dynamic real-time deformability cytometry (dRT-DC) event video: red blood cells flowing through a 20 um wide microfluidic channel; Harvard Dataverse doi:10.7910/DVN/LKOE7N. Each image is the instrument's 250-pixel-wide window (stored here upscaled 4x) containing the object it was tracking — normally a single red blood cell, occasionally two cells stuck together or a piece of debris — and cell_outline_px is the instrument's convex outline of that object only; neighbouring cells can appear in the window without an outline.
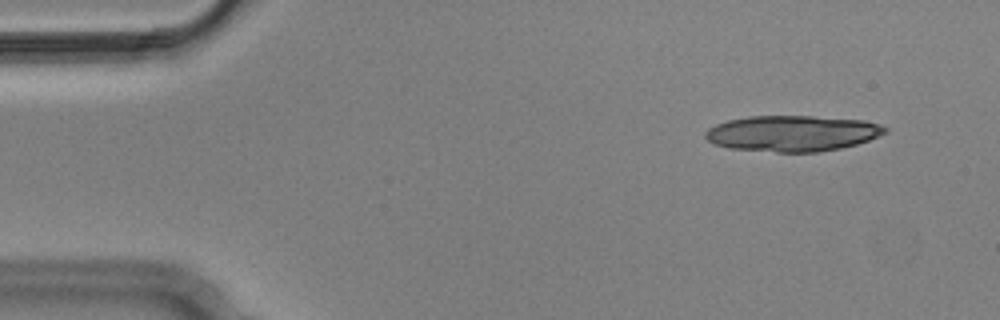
{"species": "Egyptian fruit bat (a non-hibernating species)", "species_latin": "Rousettus aegyptiacus", "temperature_condition": "cold", "stored_images_in_passage": 12, "segment_of_instrument_passage": [1, 2], "camera_frame_rate_fps": 3000, "um_per_image_px": 0.085, "animal": {"sex": "male"}, "frame": {"image": 1, "passage_image": 1, "time_ms": 0.0, "image_size_px": [1000, 320], "cell_outline_px": [[888, 132], [868, 140], [856, 144], [840, 148], [816, 152], [776, 152], [728, 148], [716, 144], [708, 140], [704, 136], [704, 132], [708, 128], [716, 124], [728, 120], [748, 116], [812, 116], [864, 120], [880, 124], [888, 128]], "centroid_in_image_um": [67.35, 11.33], "position_along_channel_um": 17.7, "area_um2": 37.63}}